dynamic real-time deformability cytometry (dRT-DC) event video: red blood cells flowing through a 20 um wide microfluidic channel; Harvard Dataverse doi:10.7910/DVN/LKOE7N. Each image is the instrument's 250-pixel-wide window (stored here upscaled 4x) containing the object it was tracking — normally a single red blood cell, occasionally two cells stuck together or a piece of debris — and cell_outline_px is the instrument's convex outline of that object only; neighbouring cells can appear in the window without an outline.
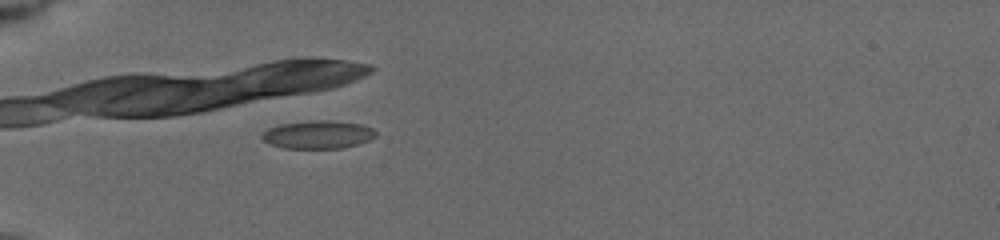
{"species": "common noctule bat (a hibernating species)", "species_latin": "Nyctalus noctula", "temperature_condition": "cold", "stored_images_in_passage": 10, "camera_frame_rate_fps": 3000, "um_per_image_px": 0.085, "animal": {"sex": "female", "body_mass_g": 19.5, "forearm_length_mm": 54.1}, "frame": {"image": 1, "passage_image": 10, "time_ms": 6.0, "image_size_px": [1000, 240], "cell_outline_px": [[376, 136], [368, 140], [356, 144], [340, 148], [284, 148], [272, 144], [264, 140], [260, 136], [268, 128], [280, 124], [308, 120], [336, 120], [360, 124], [372, 128], [376, 132]], "centroid_in_image_um": [27.02, 11.42], "position_along_channel_um": 58.0, "area_um2": 18.55}}